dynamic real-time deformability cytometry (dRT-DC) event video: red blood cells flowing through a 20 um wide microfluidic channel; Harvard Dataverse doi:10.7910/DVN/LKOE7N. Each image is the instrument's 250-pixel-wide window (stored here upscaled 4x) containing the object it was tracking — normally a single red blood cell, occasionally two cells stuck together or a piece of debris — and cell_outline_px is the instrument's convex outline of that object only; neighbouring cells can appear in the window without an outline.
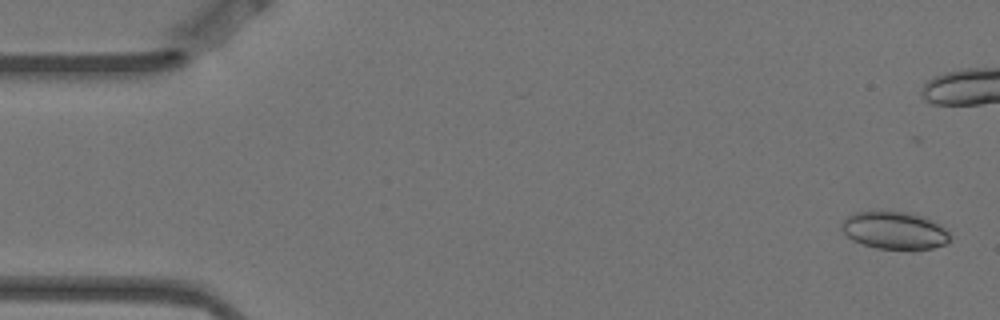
{"species": "Egyptian fruit bat (a non-hibernating species)", "species_latin": "Rousettus aegyptiacus", "temperature_condition": "warm", "stored_images_in_passage": 7, "camera_frame_rate_fps": 3000, "um_per_image_px": 0.085, "animal": {"sex": "female"}, "frame": {"image": 1, "passage_image": 1, "time_ms": 0.0, "image_size_px": [1000, 320], "cell_outline_px": [[952, 240], [948, 244], [932, 248], [876, 248], [852, 240], [840, 228], [840, 224], [852, 212], [912, 212], [924, 216], [932, 220], [944, 228], [952, 236]], "centroid_in_image_um": [76.06, 19.57], "position_along_channel_um": 8.9, "area_um2": 23.58}}
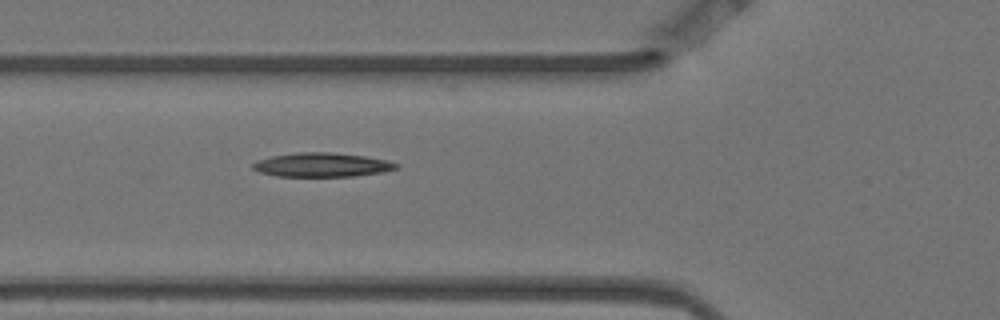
{"frame": {"image": 2, "passage_image": 7, "time_ms": 2.0, "image_size_px": [1000, 320], "cell_outline_px": [[400, 168], [384, 172], [356, 176], [276, 176], [260, 172], [252, 168], [252, 164], [256, 160], [272, 156], [296, 152], [332, 152], [364, 156], [388, 160], [400, 164]], "centroid_in_image_um": [27.41, 14.01], "position_along_channel_um": 98.4, "area_um2": 20.29}}